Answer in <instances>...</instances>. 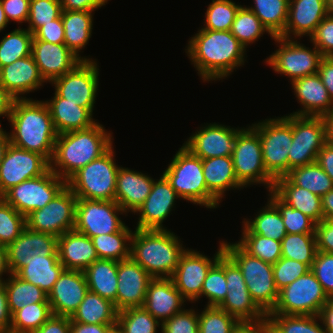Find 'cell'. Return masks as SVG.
Masks as SVG:
<instances>
[{
  "label": "cell",
  "mask_w": 333,
  "mask_h": 333,
  "mask_svg": "<svg viewBox=\"0 0 333 333\" xmlns=\"http://www.w3.org/2000/svg\"><path fill=\"white\" fill-rule=\"evenodd\" d=\"M185 52L203 82L222 80L244 65L246 49L231 31L198 29Z\"/></svg>",
  "instance_id": "1"
},
{
  "label": "cell",
  "mask_w": 333,
  "mask_h": 333,
  "mask_svg": "<svg viewBox=\"0 0 333 333\" xmlns=\"http://www.w3.org/2000/svg\"><path fill=\"white\" fill-rule=\"evenodd\" d=\"M8 121L11 144L52 160L58 133L44 100L15 99Z\"/></svg>",
  "instance_id": "2"
},
{
  "label": "cell",
  "mask_w": 333,
  "mask_h": 333,
  "mask_svg": "<svg viewBox=\"0 0 333 333\" xmlns=\"http://www.w3.org/2000/svg\"><path fill=\"white\" fill-rule=\"evenodd\" d=\"M112 133L97 121L87 129L58 134L50 169L67 181L79 169L101 157L113 146Z\"/></svg>",
  "instance_id": "3"
},
{
  "label": "cell",
  "mask_w": 333,
  "mask_h": 333,
  "mask_svg": "<svg viewBox=\"0 0 333 333\" xmlns=\"http://www.w3.org/2000/svg\"><path fill=\"white\" fill-rule=\"evenodd\" d=\"M186 249L171 230L135 228L130 257L153 278H171Z\"/></svg>",
  "instance_id": "4"
},
{
  "label": "cell",
  "mask_w": 333,
  "mask_h": 333,
  "mask_svg": "<svg viewBox=\"0 0 333 333\" xmlns=\"http://www.w3.org/2000/svg\"><path fill=\"white\" fill-rule=\"evenodd\" d=\"M162 174L181 199L208 209L219 207L220 202L207 189L202 159L183 145Z\"/></svg>",
  "instance_id": "5"
},
{
  "label": "cell",
  "mask_w": 333,
  "mask_h": 333,
  "mask_svg": "<svg viewBox=\"0 0 333 333\" xmlns=\"http://www.w3.org/2000/svg\"><path fill=\"white\" fill-rule=\"evenodd\" d=\"M224 253L238 266L252 300L265 313L275 307L279 290L273 275V264L247 253L237 242L222 241Z\"/></svg>",
  "instance_id": "6"
},
{
  "label": "cell",
  "mask_w": 333,
  "mask_h": 333,
  "mask_svg": "<svg viewBox=\"0 0 333 333\" xmlns=\"http://www.w3.org/2000/svg\"><path fill=\"white\" fill-rule=\"evenodd\" d=\"M113 148L79 169L66 181V186L77 198L114 201L120 166L115 162Z\"/></svg>",
  "instance_id": "7"
},
{
  "label": "cell",
  "mask_w": 333,
  "mask_h": 333,
  "mask_svg": "<svg viewBox=\"0 0 333 333\" xmlns=\"http://www.w3.org/2000/svg\"><path fill=\"white\" fill-rule=\"evenodd\" d=\"M258 132L264 167L274 179L288 174V152L292 144V114L251 124Z\"/></svg>",
  "instance_id": "8"
},
{
  "label": "cell",
  "mask_w": 333,
  "mask_h": 333,
  "mask_svg": "<svg viewBox=\"0 0 333 333\" xmlns=\"http://www.w3.org/2000/svg\"><path fill=\"white\" fill-rule=\"evenodd\" d=\"M235 175L243 187L264 185L273 189L275 180L267 173L258 132L252 127H243L237 134L232 153Z\"/></svg>",
  "instance_id": "9"
},
{
  "label": "cell",
  "mask_w": 333,
  "mask_h": 333,
  "mask_svg": "<svg viewBox=\"0 0 333 333\" xmlns=\"http://www.w3.org/2000/svg\"><path fill=\"white\" fill-rule=\"evenodd\" d=\"M278 49L265 59V64L281 76H287L290 82L295 79L318 73L324 56L313 45L306 47L296 39L274 37Z\"/></svg>",
  "instance_id": "10"
},
{
  "label": "cell",
  "mask_w": 333,
  "mask_h": 333,
  "mask_svg": "<svg viewBox=\"0 0 333 333\" xmlns=\"http://www.w3.org/2000/svg\"><path fill=\"white\" fill-rule=\"evenodd\" d=\"M328 299L310 270L279 290L277 303L267 314L319 315Z\"/></svg>",
  "instance_id": "11"
},
{
  "label": "cell",
  "mask_w": 333,
  "mask_h": 333,
  "mask_svg": "<svg viewBox=\"0 0 333 333\" xmlns=\"http://www.w3.org/2000/svg\"><path fill=\"white\" fill-rule=\"evenodd\" d=\"M128 214L116 201L77 198L74 230L89 238L122 230L126 224L119 215Z\"/></svg>",
  "instance_id": "12"
},
{
  "label": "cell",
  "mask_w": 333,
  "mask_h": 333,
  "mask_svg": "<svg viewBox=\"0 0 333 333\" xmlns=\"http://www.w3.org/2000/svg\"><path fill=\"white\" fill-rule=\"evenodd\" d=\"M65 186L66 181L49 169L39 177L11 187L1 197L26 217L46 206Z\"/></svg>",
  "instance_id": "13"
},
{
  "label": "cell",
  "mask_w": 333,
  "mask_h": 333,
  "mask_svg": "<svg viewBox=\"0 0 333 333\" xmlns=\"http://www.w3.org/2000/svg\"><path fill=\"white\" fill-rule=\"evenodd\" d=\"M77 197L65 186L46 206L26 216V227L56 237L74 230Z\"/></svg>",
  "instance_id": "14"
},
{
  "label": "cell",
  "mask_w": 333,
  "mask_h": 333,
  "mask_svg": "<svg viewBox=\"0 0 333 333\" xmlns=\"http://www.w3.org/2000/svg\"><path fill=\"white\" fill-rule=\"evenodd\" d=\"M97 60L82 61L72 71L53 80L55 93L64 102L77 103L92 113L99 87V65Z\"/></svg>",
  "instance_id": "15"
},
{
  "label": "cell",
  "mask_w": 333,
  "mask_h": 333,
  "mask_svg": "<svg viewBox=\"0 0 333 333\" xmlns=\"http://www.w3.org/2000/svg\"><path fill=\"white\" fill-rule=\"evenodd\" d=\"M292 136L288 152V173L295 167L316 162L318 152L327 143L321 116L292 115Z\"/></svg>",
  "instance_id": "16"
},
{
  "label": "cell",
  "mask_w": 333,
  "mask_h": 333,
  "mask_svg": "<svg viewBox=\"0 0 333 333\" xmlns=\"http://www.w3.org/2000/svg\"><path fill=\"white\" fill-rule=\"evenodd\" d=\"M223 254L222 241L219 243V247L213 258L200 253V251L192 250L191 248L186 249L180 257L177 268L171 277L175 287L181 292L185 300L195 303L201 299L204 280L210 268Z\"/></svg>",
  "instance_id": "17"
},
{
  "label": "cell",
  "mask_w": 333,
  "mask_h": 333,
  "mask_svg": "<svg viewBox=\"0 0 333 333\" xmlns=\"http://www.w3.org/2000/svg\"><path fill=\"white\" fill-rule=\"evenodd\" d=\"M227 295L218 306L241 324H264L266 314L252 300L238 266L225 254Z\"/></svg>",
  "instance_id": "18"
},
{
  "label": "cell",
  "mask_w": 333,
  "mask_h": 333,
  "mask_svg": "<svg viewBox=\"0 0 333 333\" xmlns=\"http://www.w3.org/2000/svg\"><path fill=\"white\" fill-rule=\"evenodd\" d=\"M50 169V162L35 152L9 144L0 163V197L11 187L39 177Z\"/></svg>",
  "instance_id": "19"
},
{
  "label": "cell",
  "mask_w": 333,
  "mask_h": 333,
  "mask_svg": "<svg viewBox=\"0 0 333 333\" xmlns=\"http://www.w3.org/2000/svg\"><path fill=\"white\" fill-rule=\"evenodd\" d=\"M58 237L25 227L18 238L7 246L8 266L16 274L30 261H47V256H58Z\"/></svg>",
  "instance_id": "20"
},
{
  "label": "cell",
  "mask_w": 333,
  "mask_h": 333,
  "mask_svg": "<svg viewBox=\"0 0 333 333\" xmlns=\"http://www.w3.org/2000/svg\"><path fill=\"white\" fill-rule=\"evenodd\" d=\"M183 143L193 155L201 159L232 156L234 144L241 128L224 124L206 123Z\"/></svg>",
  "instance_id": "21"
},
{
  "label": "cell",
  "mask_w": 333,
  "mask_h": 333,
  "mask_svg": "<svg viewBox=\"0 0 333 333\" xmlns=\"http://www.w3.org/2000/svg\"><path fill=\"white\" fill-rule=\"evenodd\" d=\"M178 198L180 199L179 195L163 174L160 179H154L150 194L135 212L139 215L135 228L167 229L163 223L173 211Z\"/></svg>",
  "instance_id": "22"
},
{
  "label": "cell",
  "mask_w": 333,
  "mask_h": 333,
  "mask_svg": "<svg viewBox=\"0 0 333 333\" xmlns=\"http://www.w3.org/2000/svg\"><path fill=\"white\" fill-rule=\"evenodd\" d=\"M153 277L131 257L118 262L116 310L143 307Z\"/></svg>",
  "instance_id": "23"
},
{
  "label": "cell",
  "mask_w": 333,
  "mask_h": 333,
  "mask_svg": "<svg viewBox=\"0 0 333 333\" xmlns=\"http://www.w3.org/2000/svg\"><path fill=\"white\" fill-rule=\"evenodd\" d=\"M88 290L84 271L64 270L47 295L52 314L71 317Z\"/></svg>",
  "instance_id": "24"
},
{
  "label": "cell",
  "mask_w": 333,
  "mask_h": 333,
  "mask_svg": "<svg viewBox=\"0 0 333 333\" xmlns=\"http://www.w3.org/2000/svg\"><path fill=\"white\" fill-rule=\"evenodd\" d=\"M31 55L46 84L72 71L82 60L65 44L32 40Z\"/></svg>",
  "instance_id": "25"
},
{
  "label": "cell",
  "mask_w": 333,
  "mask_h": 333,
  "mask_svg": "<svg viewBox=\"0 0 333 333\" xmlns=\"http://www.w3.org/2000/svg\"><path fill=\"white\" fill-rule=\"evenodd\" d=\"M328 14L326 0H289L285 31L280 37L299 40L303 36L310 38Z\"/></svg>",
  "instance_id": "26"
},
{
  "label": "cell",
  "mask_w": 333,
  "mask_h": 333,
  "mask_svg": "<svg viewBox=\"0 0 333 333\" xmlns=\"http://www.w3.org/2000/svg\"><path fill=\"white\" fill-rule=\"evenodd\" d=\"M181 292L171 278H153L147 287L143 307L161 324L184 309Z\"/></svg>",
  "instance_id": "27"
},
{
  "label": "cell",
  "mask_w": 333,
  "mask_h": 333,
  "mask_svg": "<svg viewBox=\"0 0 333 333\" xmlns=\"http://www.w3.org/2000/svg\"><path fill=\"white\" fill-rule=\"evenodd\" d=\"M0 83L16 99H25V94L43 87L46 82L32 55H29L0 68Z\"/></svg>",
  "instance_id": "28"
},
{
  "label": "cell",
  "mask_w": 333,
  "mask_h": 333,
  "mask_svg": "<svg viewBox=\"0 0 333 333\" xmlns=\"http://www.w3.org/2000/svg\"><path fill=\"white\" fill-rule=\"evenodd\" d=\"M290 84L301 105L300 110L291 113L292 115L322 116L333 109V101L318 74L295 79Z\"/></svg>",
  "instance_id": "29"
},
{
  "label": "cell",
  "mask_w": 333,
  "mask_h": 333,
  "mask_svg": "<svg viewBox=\"0 0 333 333\" xmlns=\"http://www.w3.org/2000/svg\"><path fill=\"white\" fill-rule=\"evenodd\" d=\"M154 179L146 173L120 166L116 178L114 201L126 212L132 214L144 203L151 192Z\"/></svg>",
  "instance_id": "30"
},
{
  "label": "cell",
  "mask_w": 333,
  "mask_h": 333,
  "mask_svg": "<svg viewBox=\"0 0 333 333\" xmlns=\"http://www.w3.org/2000/svg\"><path fill=\"white\" fill-rule=\"evenodd\" d=\"M57 252L65 270L84 271L99 259L91 238L75 230L58 237Z\"/></svg>",
  "instance_id": "31"
},
{
  "label": "cell",
  "mask_w": 333,
  "mask_h": 333,
  "mask_svg": "<svg viewBox=\"0 0 333 333\" xmlns=\"http://www.w3.org/2000/svg\"><path fill=\"white\" fill-rule=\"evenodd\" d=\"M45 103L58 134L87 129L97 123L89 109L78 106L77 103L64 102V98H60L55 92L54 97L45 100Z\"/></svg>",
  "instance_id": "32"
},
{
  "label": "cell",
  "mask_w": 333,
  "mask_h": 333,
  "mask_svg": "<svg viewBox=\"0 0 333 333\" xmlns=\"http://www.w3.org/2000/svg\"><path fill=\"white\" fill-rule=\"evenodd\" d=\"M202 167L207 189L219 202L226 191L244 189L235 175L232 156L202 159Z\"/></svg>",
  "instance_id": "33"
},
{
  "label": "cell",
  "mask_w": 333,
  "mask_h": 333,
  "mask_svg": "<svg viewBox=\"0 0 333 333\" xmlns=\"http://www.w3.org/2000/svg\"><path fill=\"white\" fill-rule=\"evenodd\" d=\"M272 191L284 203L309 216L316 223L323 220L321 197L294 185L286 176L275 180Z\"/></svg>",
  "instance_id": "34"
},
{
  "label": "cell",
  "mask_w": 333,
  "mask_h": 333,
  "mask_svg": "<svg viewBox=\"0 0 333 333\" xmlns=\"http://www.w3.org/2000/svg\"><path fill=\"white\" fill-rule=\"evenodd\" d=\"M94 11H62L64 25V44L82 61H93L92 58L81 57V50L86 47L92 36Z\"/></svg>",
  "instance_id": "35"
},
{
  "label": "cell",
  "mask_w": 333,
  "mask_h": 333,
  "mask_svg": "<svg viewBox=\"0 0 333 333\" xmlns=\"http://www.w3.org/2000/svg\"><path fill=\"white\" fill-rule=\"evenodd\" d=\"M118 261L97 259L84 270L90 291L110 300L116 308Z\"/></svg>",
  "instance_id": "36"
},
{
  "label": "cell",
  "mask_w": 333,
  "mask_h": 333,
  "mask_svg": "<svg viewBox=\"0 0 333 333\" xmlns=\"http://www.w3.org/2000/svg\"><path fill=\"white\" fill-rule=\"evenodd\" d=\"M117 313L114 303L88 290L85 298L70 317V321L85 324L116 325Z\"/></svg>",
  "instance_id": "37"
},
{
  "label": "cell",
  "mask_w": 333,
  "mask_h": 333,
  "mask_svg": "<svg viewBox=\"0 0 333 333\" xmlns=\"http://www.w3.org/2000/svg\"><path fill=\"white\" fill-rule=\"evenodd\" d=\"M242 234H259L261 236L282 241L287 232L278 209L267 200L265 207L258 210L254 219L244 218Z\"/></svg>",
  "instance_id": "38"
},
{
  "label": "cell",
  "mask_w": 333,
  "mask_h": 333,
  "mask_svg": "<svg viewBox=\"0 0 333 333\" xmlns=\"http://www.w3.org/2000/svg\"><path fill=\"white\" fill-rule=\"evenodd\" d=\"M65 270L58 256H47V261H30L16 275L40 287L47 295Z\"/></svg>",
  "instance_id": "39"
},
{
  "label": "cell",
  "mask_w": 333,
  "mask_h": 333,
  "mask_svg": "<svg viewBox=\"0 0 333 333\" xmlns=\"http://www.w3.org/2000/svg\"><path fill=\"white\" fill-rule=\"evenodd\" d=\"M265 324L268 333H327L318 315L266 314Z\"/></svg>",
  "instance_id": "40"
},
{
  "label": "cell",
  "mask_w": 333,
  "mask_h": 333,
  "mask_svg": "<svg viewBox=\"0 0 333 333\" xmlns=\"http://www.w3.org/2000/svg\"><path fill=\"white\" fill-rule=\"evenodd\" d=\"M3 282L11 315L29 304L49 303L47 294L40 287L21 279L16 274H10Z\"/></svg>",
  "instance_id": "41"
},
{
  "label": "cell",
  "mask_w": 333,
  "mask_h": 333,
  "mask_svg": "<svg viewBox=\"0 0 333 333\" xmlns=\"http://www.w3.org/2000/svg\"><path fill=\"white\" fill-rule=\"evenodd\" d=\"M133 230L127 225L120 231L91 237L100 259L121 261L130 258Z\"/></svg>",
  "instance_id": "42"
},
{
  "label": "cell",
  "mask_w": 333,
  "mask_h": 333,
  "mask_svg": "<svg viewBox=\"0 0 333 333\" xmlns=\"http://www.w3.org/2000/svg\"><path fill=\"white\" fill-rule=\"evenodd\" d=\"M254 6H246L251 10L274 36L280 37L285 31L289 0H253Z\"/></svg>",
  "instance_id": "43"
},
{
  "label": "cell",
  "mask_w": 333,
  "mask_h": 333,
  "mask_svg": "<svg viewBox=\"0 0 333 333\" xmlns=\"http://www.w3.org/2000/svg\"><path fill=\"white\" fill-rule=\"evenodd\" d=\"M286 177L294 185L307 189L320 197L333 189V181L317 162L295 167Z\"/></svg>",
  "instance_id": "44"
},
{
  "label": "cell",
  "mask_w": 333,
  "mask_h": 333,
  "mask_svg": "<svg viewBox=\"0 0 333 333\" xmlns=\"http://www.w3.org/2000/svg\"><path fill=\"white\" fill-rule=\"evenodd\" d=\"M230 31L245 49L248 48L249 44L258 41L257 39H260L265 32L270 35L271 39H274V36L246 5H242L237 11Z\"/></svg>",
  "instance_id": "45"
},
{
  "label": "cell",
  "mask_w": 333,
  "mask_h": 333,
  "mask_svg": "<svg viewBox=\"0 0 333 333\" xmlns=\"http://www.w3.org/2000/svg\"><path fill=\"white\" fill-rule=\"evenodd\" d=\"M282 257L307 264L310 268L317 254L315 233L289 234L281 241Z\"/></svg>",
  "instance_id": "46"
},
{
  "label": "cell",
  "mask_w": 333,
  "mask_h": 333,
  "mask_svg": "<svg viewBox=\"0 0 333 333\" xmlns=\"http://www.w3.org/2000/svg\"><path fill=\"white\" fill-rule=\"evenodd\" d=\"M33 34L20 26L5 34L0 41V68L31 55Z\"/></svg>",
  "instance_id": "47"
},
{
  "label": "cell",
  "mask_w": 333,
  "mask_h": 333,
  "mask_svg": "<svg viewBox=\"0 0 333 333\" xmlns=\"http://www.w3.org/2000/svg\"><path fill=\"white\" fill-rule=\"evenodd\" d=\"M52 315L49 303L29 304L12 315L9 333H34Z\"/></svg>",
  "instance_id": "48"
},
{
  "label": "cell",
  "mask_w": 333,
  "mask_h": 333,
  "mask_svg": "<svg viewBox=\"0 0 333 333\" xmlns=\"http://www.w3.org/2000/svg\"><path fill=\"white\" fill-rule=\"evenodd\" d=\"M123 333H157L161 327L144 307H132L118 311L117 323Z\"/></svg>",
  "instance_id": "49"
},
{
  "label": "cell",
  "mask_w": 333,
  "mask_h": 333,
  "mask_svg": "<svg viewBox=\"0 0 333 333\" xmlns=\"http://www.w3.org/2000/svg\"><path fill=\"white\" fill-rule=\"evenodd\" d=\"M199 333H235L242 325L218 306H205L198 312Z\"/></svg>",
  "instance_id": "50"
},
{
  "label": "cell",
  "mask_w": 333,
  "mask_h": 333,
  "mask_svg": "<svg viewBox=\"0 0 333 333\" xmlns=\"http://www.w3.org/2000/svg\"><path fill=\"white\" fill-rule=\"evenodd\" d=\"M268 192V200L278 209L287 233H315L316 222L313 219L284 203L272 190Z\"/></svg>",
  "instance_id": "51"
},
{
  "label": "cell",
  "mask_w": 333,
  "mask_h": 333,
  "mask_svg": "<svg viewBox=\"0 0 333 333\" xmlns=\"http://www.w3.org/2000/svg\"><path fill=\"white\" fill-rule=\"evenodd\" d=\"M241 6L232 0H212L206 9L205 21L201 29L230 31Z\"/></svg>",
  "instance_id": "52"
},
{
  "label": "cell",
  "mask_w": 333,
  "mask_h": 333,
  "mask_svg": "<svg viewBox=\"0 0 333 333\" xmlns=\"http://www.w3.org/2000/svg\"><path fill=\"white\" fill-rule=\"evenodd\" d=\"M237 243L250 255L270 264L282 257L281 241L259 234H242Z\"/></svg>",
  "instance_id": "53"
},
{
  "label": "cell",
  "mask_w": 333,
  "mask_h": 333,
  "mask_svg": "<svg viewBox=\"0 0 333 333\" xmlns=\"http://www.w3.org/2000/svg\"><path fill=\"white\" fill-rule=\"evenodd\" d=\"M227 295V282L225 277V253L210 268L201 290L208 299L206 306H219Z\"/></svg>",
  "instance_id": "54"
},
{
  "label": "cell",
  "mask_w": 333,
  "mask_h": 333,
  "mask_svg": "<svg viewBox=\"0 0 333 333\" xmlns=\"http://www.w3.org/2000/svg\"><path fill=\"white\" fill-rule=\"evenodd\" d=\"M26 227V217L0 197V245L8 246Z\"/></svg>",
  "instance_id": "55"
},
{
  "label": "cell",
  "mask_w": 333,
  "mask_h": 333,
  "mask_svg": "<svg viewBox=\"0 0 333 333\" xmlns=\"http://www.w3.org/2000/svg\"><path fill=\"white\" fill-rule=\"evenodd\" d=\"M60 0H30L27 30L34 34L43 25L61 17Z\"/></svg>",
  "instance_id": "56"
},
{
  "label": "cell",
  "mask_w": 333,
  "mask_h": 333,
  "mask_svg": "<svg viewBox=\"0 0 333 333\" xmlns=\"http://www.w3.org/2000/svg\"><path fill=\"white\" fill-rule=\"evenodd\" d=\"M311 268L302 262L281 257L273 264V275L276 288L281 290L291 284L300 276L306 274Z\"/></svg>",
  "instance_id": "57"
},
{
  "label": "cell",
  "mask_w": 333,
  "mask_h": 333,
  "mask_svg": "<svg viewBox=\"0 0 333 333\" xmlns=\"http://www.w3.org/2000/svg\"><path fill=\"white\" fill-rule=\"evenodd\" d=\"M161 333H199L198 312L183 309L161 324Z\"/></svg>",
  "instance_id": "58"
},
{
  "label": "cell",
  "mask_w": 333,
  "mask_h": 333,
  "mask_svg": "<svg viewBox=\"0 0 333 333\" xmlns=\"http://www.w3.org/2000/svg\"><path fill=\"white\" fill-rule=\"evenodd\" d=\"M311 271L320 282L327 297L333 298V253L317 251Z\"/></svg>",
  "instance_id": "59"
},
{
  "label": "cell",
  "mask_w": 333,
  "mask_h": 333,
  "mask_svg": "<svg viewBox=\"0 0 333 333\" xmlns=\"http://www.w3.org/2000/svg\"><path fill=\"white\" fill-rule=\"evenodd\" d=\"M309 39L324 57H333V14L320 22Z\"/></svg>",
  "instance_id": "60"
},
{
  "label": "cell",
  "mask_w": 333,
  "mask_h": 333,
  "mask_svg": "<svg viewBox=\"0 0 333 333\" xmlns=\"http://www.w3.org/2000/svg\"><path fill=\"white\" fill-rule=\"evenodd\" d=\"M64 25L61 17L43 25L34 34L32 40H41L52 44H64Z\"/></svg>",
  "instance_id": "61"
},
{
  "label": "cell",
  "mask_w": 333,
  "mask_h": 333,
  "mask_svg": "<svg viewBox=\"0 0 333 333\" xmlns=\"http://www.w3.org/2000/svg\"><path fill=\"white\" fill-rule=\"evenodd\" d=\"M8 22L27 23L30 0H1Z\"/></svg>",
  "instance_id": "62"
},
{
  "label": "cell",
  "mask_w": 333,
  "mask_h": 333,
  "mask_svg": "<svg viewBox=\"0 0 333 333\" xmlns=\"http://www.w3.org/2000/svg\"><path fill=\"white\" fill-rule=\"evenodd\" d=\"M315 235L317 250L333 253V220L323 219L316 223Z\"/></svg>",
  "instance_id": "63"
},
{
  "label": "cell",
  "mask_w": 333,
  "mask_h": 333,
  "mask_svg": "<svg viewBox=\"0 0 333 333\" xmlns=\"http://www.w3.org/2000/svg\"><path fill=\"white\" fill-rule=\"evenodd\" d=\"M34 333H70V317L52 315Z\"/></svg>",
  "instance_id": "64"
},
{
  "label": "cell",
  "mask_w": 333,
  "mask_h": 333,
  "mask_svg": "<svg viewBox=\"0 0 333 333\" xmlns=\"http://www.w3.org/2000/svg\"><path fill=\"white\" fill-rule=\"evenodd\" d=\"M63 11H96L109 0H60Z\"/></svg>",
  "instance_id": "65"
},
{
  "label": "cell",
  "mask_w": 333,
  "mask_h": 333,
  "mask_svg": "<svg viewBox=\"0 0 333 333\" xmlns=\"http://www.w3.org/2000/svg\"><path fill=\"white\" fill-rule=\"evenodd\" d=\"M333 101V57H324L317 73Z\"/></svg>",
  "instance_id": "66"
},
{
  "label": "cell",
  "mask_w": 333,
  "mask_h": 333,
  "mask_svg": "<svg viewBox=\"0 0 333 333\" xmlns=\"http://www.w3.org/2000/svg\"><path fill=\"white\" fill-rule=\"evenodd\" d=\"M12 322V315L8 307L7 292L4 282H0V328L9 333Z\"/></svg>",
  "instance_id": "67"
},
{
  "label": "cell",
  "mask_w": 333,
  "mask_h": 333,
  "mask_svg": "<svg viewBox=\"0 0 333 333\" xmlns=\"http://www.w3.org/2000/svg\"><path fill=\"white\" fill-rule=\"evenodd\" d=\"M316 162L333 181V145L326 143L318 152Z\"/></svg>",
  "instance_id": "68"
},
{
  "label": "cell",
  "mask_w": 333,
  "mask_h": 333,
  "mask_svg": "<svg viewBox=\"0 0 333 333\" xmlns=\"http://www.w3.org/2000/svg\"><path fill=\"white\" fill-rule=\"evenodd\" d=\"M114 325L85 324L70 321V333H106Z\"/></svg>",
  "instance_id": "69"
},
{
  "label": "cell",
  "mask_w": 333,
  "mask_h": 333,
  "mask_svg": "<svg viewBox=\"0 0 333 333\" xmlns=\"http://www.w3.org/2000/svg\"><path fill=\"white\" fill-rule=\"evenodd\" d=\"M15 99L16 98L0 83V117L5 118L6 116V118L9 119Z\"/></svg>",
  "instance_id": "70"
},
{
  "label": "cell",
  "mask_w": 333,
  "mask_h": 333,
  "mask_svg": "<svg viewBox=\"0 0 333 333\" xmlns=\"http://www.w3.org/2000/svg\"><path fill=\"white\" fill-rule=\"evenodd\" d=\"M318 316L326 332L333 333V298L328 299Z\"/></svg>",
  "instance_id": "71"
},
{
  "label": "cell",
  "mask_w": 333,
  "mask_h": 333,
  "mask_svg": "<svg viewBox=\"0 0 333 333\" xmlns=\"http://www.w3.org/2000/svg\"><path fill=\"white\" fill-rule=\"evenodd\" d=\"M323 219L333 220V189L321 197Z\"/></svg>",
  "instance_id": "72"
},
{
  "label": "cell",
  "mask_w": 333,
  "mask_h": 333,
  "mask_svg": "<svg viewBox=\"0 0 333 333\" xmlns=\"http://www.w3.org/2000/svg\"><path fill=\"white\" fill-rule=\"evenodd\" d=\"M321 117L325 126L326 142L331 144L333 142V109Z\"/></svg>",
  "instance_id": "73"
},
{
  "label": "cell",
  "mask_w": 333,
  "mask_h": 333,
  "mask_svg": "<svg viewBox=\"0 0 333 333\" xmlns=\"http://www.w3.org/2000/svg\"><path fill=\"white\" fill-rule=\"evenodd\" d=\"M4 274L10 275V269L8 266L7 247L0 245V282L5 279L2 278Z\"/></svg>",
  "instance_id": "74"
},
{
  "label": "cell",
  "mask_w": 333,
  "mask_h": 333,
  "mask_svg": "<svg viewBox=\"0 0 333 333\" xmlns=\"http://www.w3.org/2000/svg\"><path fill=\"white\" fill-rule=\"evenodd\" d=\"M235 333H268L266 324H242Z\"/></svg>",
  "instance_id": "75"
},
{
  "label": "cell",
  "mask_w": 333,
  "mask_h": 333,
  "mask_svg": "<svg viewBox=\"0 0 333 333\" xmlns=\"http://www.w3.org/2000/svg\"><path fill=\"white\" fill-rule=\"evenodd\" d=\"M9 132L4 131L0 125V163L3 160L7 147L10 144Z\"/></svg>",
  "instance_id": "76"
},
{
  "label": "cell",
  "mask_w": 333,
  "mask_h": 333,
  "mask_svg": "<svg viewBox=\"0 0 333 333\" xmlns=\"http://www.w3.org/2000/svg\"><path fill=\"white\" fill-rule=\"evenodd\" d=\"M8 20L3 10L1 0H0V32H2L8 25Z\"/></svg>",
  "instance_id": "77"
},
{
  "label": "cell",
  "mask_w": 333,
  "mask_h": 333,
  "mask_svg": "<svg viewBox=\"0 0 333 333\" xmlns=\"http://www.w3.org/2000/svg\"><path fill=\"white\" fill-rule=\"evenodd\" d=\"M106 333H123L121 328L116 324L108 329Z\"/></svg>",
  "instance_id": "78"
},
{
  "label": "cell",
  "mask_w": 333,
  "mask_h": 333,
  "mask_svg": "<svg viewBox=\"0 0 333 333\" xmlns=\"http://www.w3.org/2000/svg\"><path fill=\"white\" fill-rule=\"evenodd\" d=\"M329 14H333V0H326Z\"/></svg>",
  "instance_id": "79"
},
{
  "label": "cell",
  "mask_w": 333,
  "mask_h": 333,
  "mask_svg": "<svg viewBox=\"0 0 333 333\" xmlns=\"http://www.w3.org/2000/svg\"><path fill=\"white\" fill-rule=\"evenodd\" d=\"M0 333H6L2 328H0Z\"/></svg>",
  "instance_id": "80"
}]
</instances>
